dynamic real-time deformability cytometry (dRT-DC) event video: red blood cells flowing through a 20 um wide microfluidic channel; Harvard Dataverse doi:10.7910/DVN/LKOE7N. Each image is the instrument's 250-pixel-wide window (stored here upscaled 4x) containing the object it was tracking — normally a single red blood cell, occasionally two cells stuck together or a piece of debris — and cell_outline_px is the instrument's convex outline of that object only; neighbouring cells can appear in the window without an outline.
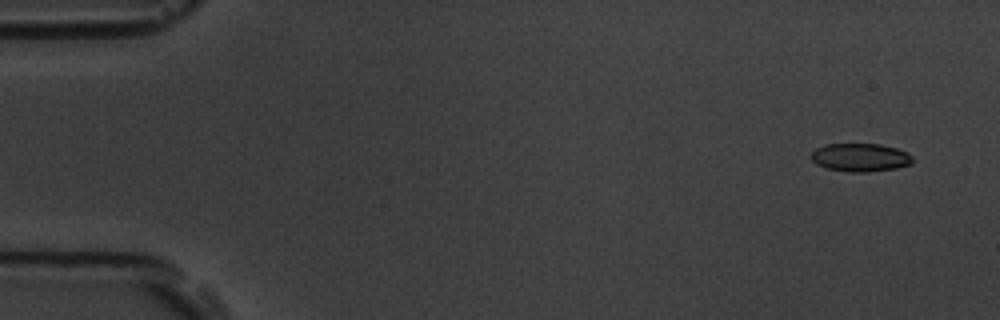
{"species": "common noctule bat (a hibernating species)", "species_latin": "Nyctalus noctula", "temperature_condition": "room temperature", "stored_images_in_passage": 5, "camera_frame_rate_fps": 3000, "um_per_image_px": 0.085, "animal": {"sex": "male", "body_mass_g": 19.5, "forearm_length_mm": 54.6}, "frame": {"image": 1, "passage_image": 1, "time_ms": 0.0, "image_size_px": [1000, 320], "cell_outline_px": [[912, 164], [896, 168], [868, 172], [848, 172], [828, 168], [816, 164], [808, 156], [816, 148], [824, 144], [880, 144], [896, 148], [908, 152], [912, 156]], "centroid_in_image_um": [73.11, 13.38], "position_along_channel_um": 11.9, "area_um2": 16.82}}
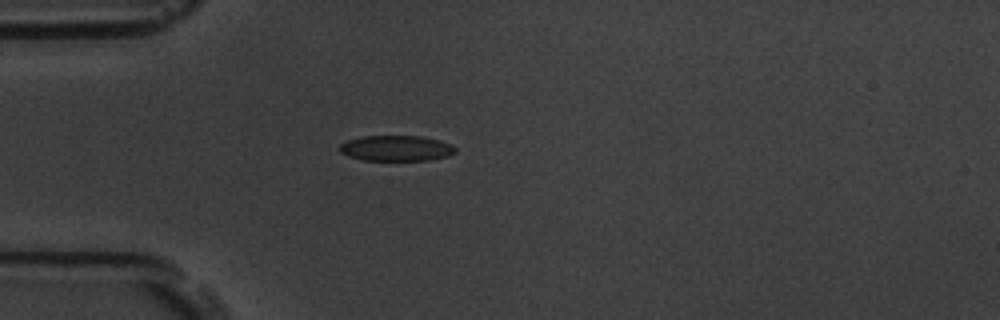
{"frame": {"image": 2, "passage_image": 5, "time_ms": 4.333, "image_size_px": [1000, 320], "cell_outline_px": [[456, 152], [448, 156], [428, 160], [364, 160], [348, 156], [340, 152], [340, 144], [348, 140], [360, 136], [420, 136], [440, 140], [452, 144], [456, 148]], "centroid_in_image_um": [33.7, 12.59], "position_along_channel_um": 51.3, "area_um2": 17.28}}